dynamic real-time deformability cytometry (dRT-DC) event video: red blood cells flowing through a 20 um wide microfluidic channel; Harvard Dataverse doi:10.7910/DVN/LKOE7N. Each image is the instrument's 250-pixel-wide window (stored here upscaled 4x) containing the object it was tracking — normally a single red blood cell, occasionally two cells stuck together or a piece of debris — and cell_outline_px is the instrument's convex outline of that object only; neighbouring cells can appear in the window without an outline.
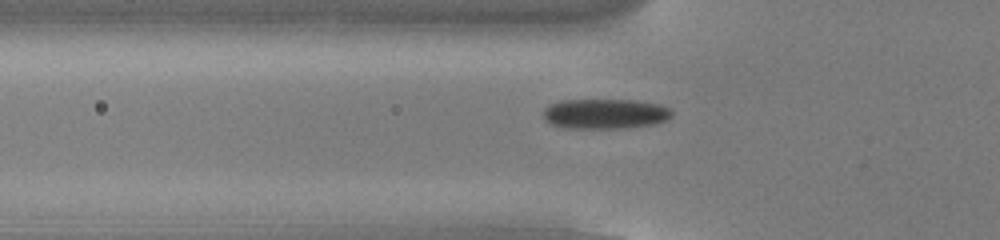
{"species": "common noctule bat (a hibernating species)", "species_latin": "Nyctalus noctula", "temperature_condition": "cold", "stored_images_in_passage": 44, "camera_frame_rate_fps": 3000, "um_per_image_px": 0.085, "animal": {"sex": "male", "body_mass_g": 13.0, "forearm_length_mm": 53.1}, "frame": {"image": 1, "passage_image": 8, "time_ms": 2.333, "image_size_px": [1000, 240], "cell_outline_px": [[672, 116], [668, 120], [656, 124], [624, 128], [564, 128], [552, 124], [544, 120], [544, 108], [560, 100], [632, 100], [660, 104], [668, 108], [672, 112]], "centroid_in_image_um": [51.45, 9.68], "position_along_channel_um": 74.4, "area_um2": 22.6}}
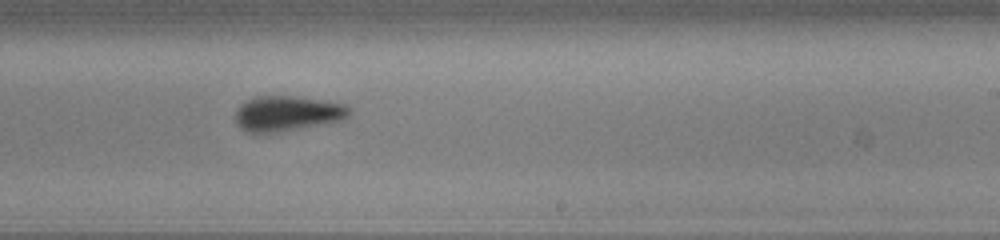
{"frame": {"image": 2, "passage_image": 23, "time_ms": 7.333, "image_size_px": [1000, 240], "cell_outline_px": [[352, 112], [348, 116], [340, 120], [324, 124], [280, 132], [244, 132], [236, 124], [236, 108], [240, 104], [252, 96], [292, 96], [348, 104], [352, 108]], "centroid_in_image_um": [24.41, 9.64], "position_along_channel_um": 264.6, "area_um2": 23.64}}
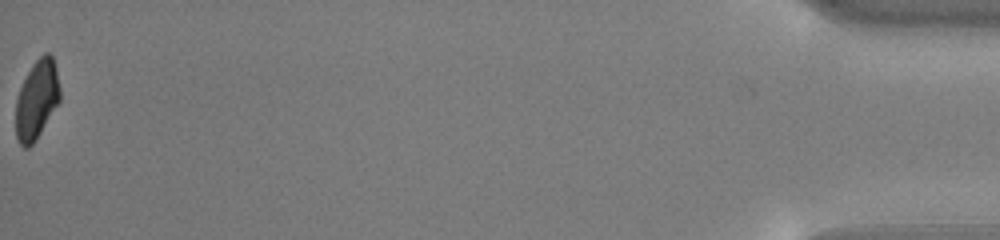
{"frame": {"image": 3, "passage_image": 44, "time_ms": 14.333, "image_size_px": [1000, 240], "cell_outline_px": [[60, 100], [36, 140], [28, 148], [24, 148], [20, 144], [16, 136], [16, 100], [20, 88], [32, 64], [44, 52], [48, 52], [52, 56], [56, 68], [60, 88]], "centroid_in_image_um": [3.13, 8.47], "position_along_channel_um": 432.1, "area_um2": 20.23}, "authors_computed_cell_mechanics": {"area_um2": 22.5709, "velocity_mm_per_s": 3.8094, "shape_relaxation_time_tau1_ms": 2.773, "shape_relaxation_time_tau2_ms": 1.9259, "deformation_change_tau1": 0.1019, "deformation_change_tau2": 0.0796}}